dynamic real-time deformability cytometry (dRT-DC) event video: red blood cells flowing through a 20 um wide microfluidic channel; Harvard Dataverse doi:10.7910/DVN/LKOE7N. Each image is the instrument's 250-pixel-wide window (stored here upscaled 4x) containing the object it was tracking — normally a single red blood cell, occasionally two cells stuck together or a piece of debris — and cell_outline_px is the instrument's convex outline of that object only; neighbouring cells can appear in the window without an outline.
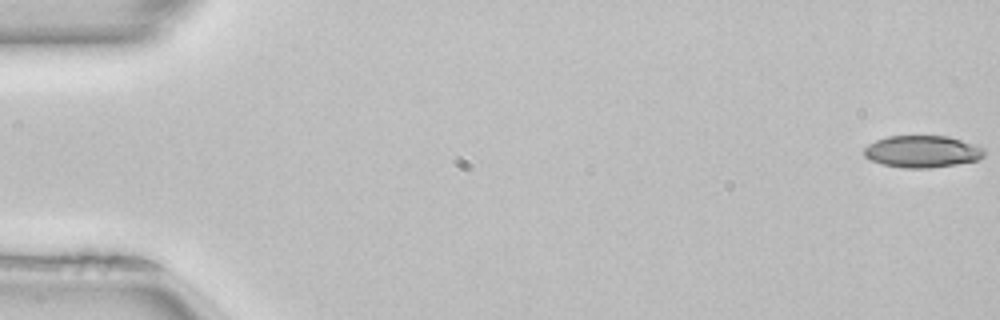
{"species": "common noctule bat (a hibernating species)", "species_latin": "Nyctalus noctula", "temperature_condition": "room temperature", "stored_images_in_passage": 9, "camera_frame_rate_fps": 3000, "um_per_image_px": 0.085, "animal": {"sex": "female", "body_mass_g": 22.7, "forearm_length_mm": 54.2}, "frame": {"image": 1, "passage_image": 1, "time_ms": 0.0, "image_size_px": [1000, 320], "cell_outline_px": [[984, 156], [980, 160], [956, 164], [928, 168], [904, 168], [880, 164], [864, 156], [864, 148], [868, 144], [876, 140], [888, 136], [948, 136], [984, 148]], "centroid_in_image_um": [78.37, 12.88], "position_along_channel_um": 6.6, "area_um2": 22.37}}